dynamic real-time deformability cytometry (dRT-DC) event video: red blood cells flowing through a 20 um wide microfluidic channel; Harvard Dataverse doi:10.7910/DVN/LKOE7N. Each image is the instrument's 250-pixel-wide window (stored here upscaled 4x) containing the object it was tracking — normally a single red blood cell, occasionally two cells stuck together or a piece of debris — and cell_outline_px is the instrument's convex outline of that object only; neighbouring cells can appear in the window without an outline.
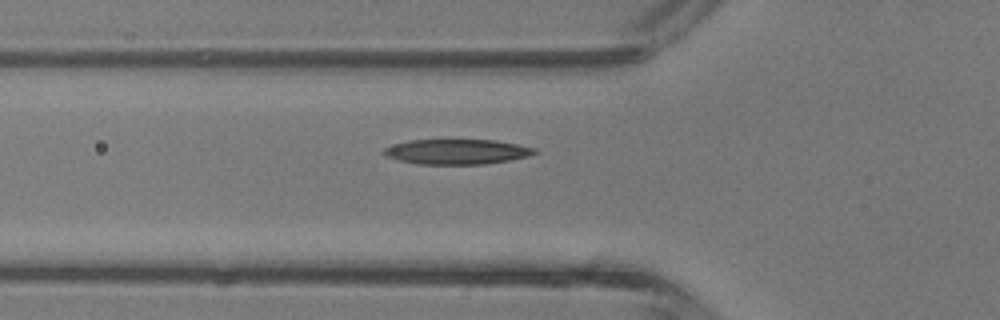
{"species": "common noctule bat (a hibernating species)", "species_latin": "Nyctalus noctula", "temperature_condition": "room temperature", "stored_images_in_passage": 27, "camera_frame_rate_fps": 3000, "um_per_image_px": 0.085, "animal": {"sex": "male", "body_mass_g": 13.3}, "frame": {"image": 1, "passage_image": 3, "time_ms": 0.667, "image_size_px": [1000, 320], "cell_outline_px": [[540, 152], [528, 156], [508, 160], [484, 164], [420, 164], [400, 160], [388, 156], [380, 152], [384, 148], [396, 144], [412, 140], [496, 140], [536, 148]], "centroid_in_image_um": [38.88, 12.89], "position_along_channel_um": 86.9, "area_um2": 21.79}}
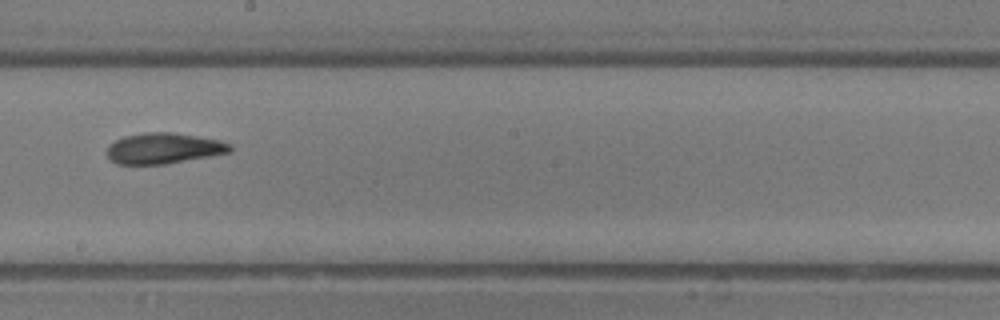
{"frame": {"image": 2, "passage_image": 12, "time_ms": 3.667, "image_size_px": [1000, 320], "cell_outline_px": [[232, 152], [212, 156], [164, 164], [116, 164], [108, 156], [108, 144], [124, 136], [144, 132], [172, 132], [220, 140], [232, 144]], "centroid_in_image_um": [13.94, 12.6], "position_along_channel_um": 234.3, "area_um2": 22.14}}
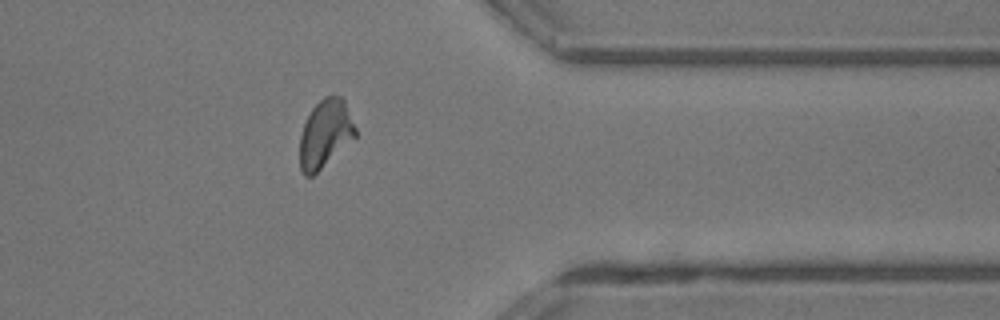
{"frame": {"image": 3, "passage_image": 22, "time_ms": 7.0, "image_size_px": [1000, 320], "cell_outline_px": [[356, 136], [312, 176], [304, 176], [300, 168], [300, 136], [304, 124], [312, 108], [324, 96], [340, 96], [344, 100], [356, 128]], "centroid_in_image_um": [27.63, 11.36], "position_along_channel_um": 383.8, "area_um2": 21.62}}